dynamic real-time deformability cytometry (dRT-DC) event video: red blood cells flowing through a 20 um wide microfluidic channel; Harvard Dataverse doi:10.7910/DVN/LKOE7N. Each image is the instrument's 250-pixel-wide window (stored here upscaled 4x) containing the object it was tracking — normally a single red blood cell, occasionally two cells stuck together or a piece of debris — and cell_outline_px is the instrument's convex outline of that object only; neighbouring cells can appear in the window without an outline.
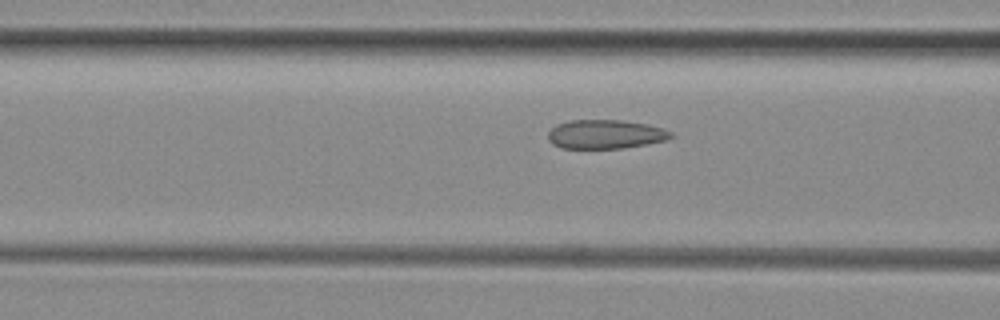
{"species": "common noctule bat (a hibernating species)", "species_latin": "Nyctalus noctula", "temperature_condition": "room temperature", "stored_images_in_passage": 12, "camera_frame_rate_fps": 3000, "um_per_image_px": 0.085, "animal": {"sex": "female", "body_mass_g": 29.2, "forearm_length_mm": 56.3}, "frame": {"image": 1, "passage_image": 10, "time_ms": 3.0, "image_size_px": [1000, 320], "cell_outline_px": [[676, 136], [668, 140], [624, 148], [560, 148], [552, 144], [548, 140], [548, 132], [556, 124], [572, 120], [620, 120], [648, 124], [664, 128], [672, 132]], "centroid_in_image_um": [51.49, 11.41], "position_along_channel_um": 115.1, "area_um2": 20.98}}